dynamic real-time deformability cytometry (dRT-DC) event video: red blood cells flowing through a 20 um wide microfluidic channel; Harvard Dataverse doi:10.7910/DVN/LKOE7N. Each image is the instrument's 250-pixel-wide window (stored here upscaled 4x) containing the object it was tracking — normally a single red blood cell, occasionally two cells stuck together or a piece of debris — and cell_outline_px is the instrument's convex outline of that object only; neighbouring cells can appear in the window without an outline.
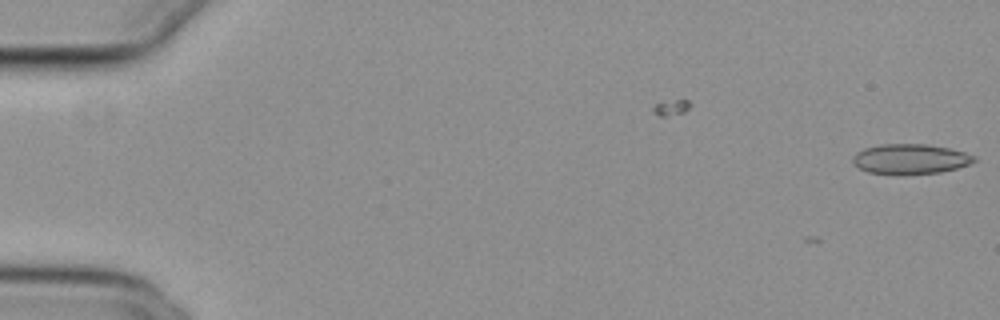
{"species": "common noctule bat (a hibernating species)", "species_latin": "Nyctalus noctula", "temperature_condition": "cold", "stored_images_in_passage": 5, "camera_frame_rate_fps": 3000, "um_per_image_px": 0.085, "animal": {"sex": "female", "body_mass_g": 29.2, "forearm_length_mm": 56.3}, "frame": {"image": 1, "passage_image": 5, "time_ms": 1.333, "image_size_px": [1000, 320], "cell_outline_px": [[976, 160], [968, 164], [956, 168], [940, 172], [904, 176], [900, 176], [868, 172], [852, 164], [852, 156], [856, 152], [864, 148], [880, 144], [924, 144], [948, 148], [964, 152], [976, 156]], "centroid_in_image_um": [77.32, 13.54], "position_along_channel_um": 7.7, "area_um2": 21.62}}